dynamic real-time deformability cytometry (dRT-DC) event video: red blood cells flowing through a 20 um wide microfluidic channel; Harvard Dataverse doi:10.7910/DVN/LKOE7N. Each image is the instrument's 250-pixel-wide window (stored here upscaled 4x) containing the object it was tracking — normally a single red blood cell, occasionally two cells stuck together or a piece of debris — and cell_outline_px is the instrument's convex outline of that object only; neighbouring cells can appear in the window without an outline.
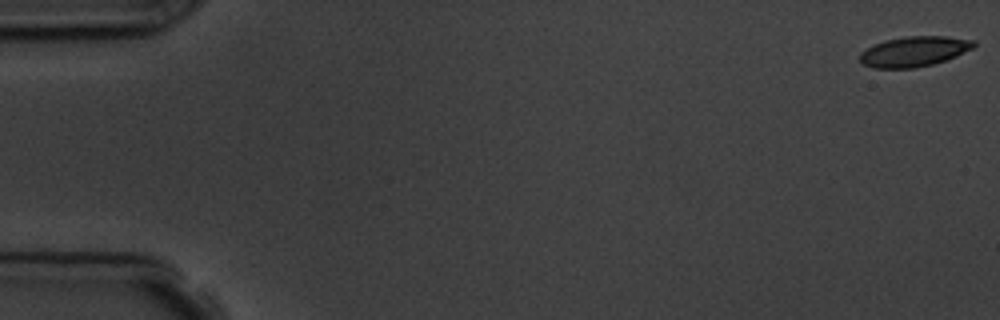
{"species": "common noctule bat (a hibernating species)", "species_latin": "Nyctalus noctula", "temperature_condition": "room temperature", "stored_images_in_passage": 5, "camera_frame_rate_fps": 3000, "um_per_image_px": 0.085, "animal": {"sex": "male", "body_mass_g": 19.5, "forearm_length_mm": 54.6}, "frame": {"image": 1, "passage_image": 1, "time_ms": 0.0, "image_size_px": [1000, 320], "cell_outline_px": [[976, 44], [972, 48], [956, 56], [932, 64], [916, 68], [872, 68], [864, 64], [860, 60], [860, 52], [884, 40], [904, 36], [948, 36], [976, 40]], "centroid_in_image_um": [77.71, 4.36], "position_along_channel_um": 7.3, "area_um2": 20.0}}
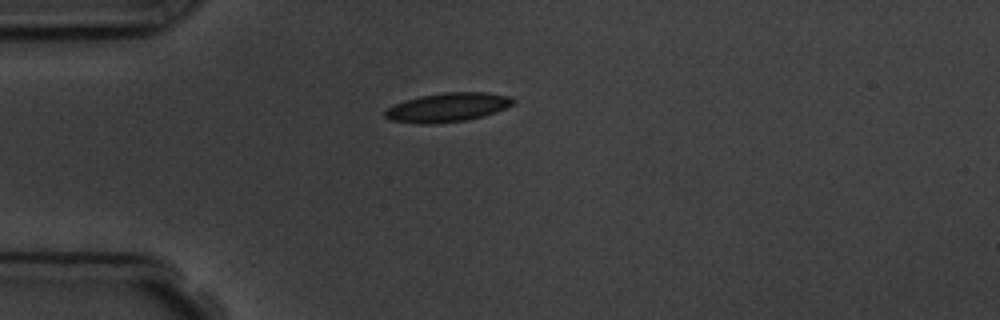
{"frame": {"image": 2, "passage_image": 5, "time_ms": 4.667, "image_size_px": [1000, 320], "cell_outline_px": [[516, 100], [512, 104], [496, 112], [484, 116], [468, 120], [432, 124], [416, 124], [388, 120], [384, 116], [384, 112], [388, 108], [404, 100], [420, 96], [444, 92], [488, 92], [512, 96]], "centroid_in_image_um": [38.05, 9.13], "position_along_channel_um": 47.0, "area_um2": 21.91}}